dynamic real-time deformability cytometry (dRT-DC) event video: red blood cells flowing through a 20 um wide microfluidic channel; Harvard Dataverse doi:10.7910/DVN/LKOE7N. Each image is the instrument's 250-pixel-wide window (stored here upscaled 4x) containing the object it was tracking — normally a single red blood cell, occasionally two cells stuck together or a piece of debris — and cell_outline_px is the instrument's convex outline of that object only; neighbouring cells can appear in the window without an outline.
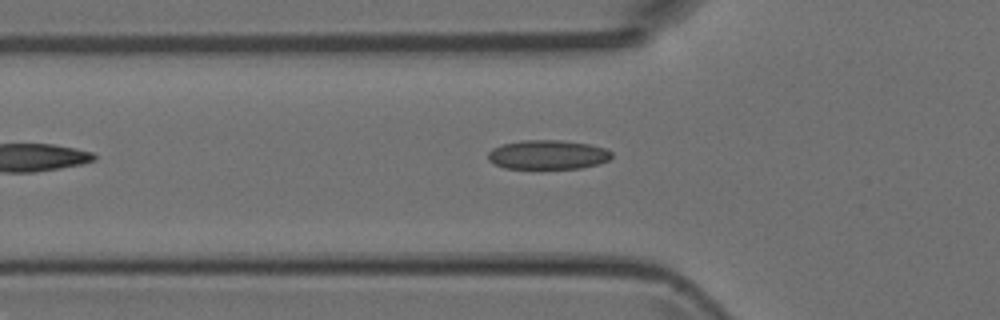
{"species": "Egyptian fruit bat (a non-hibernating species)", "species_latin": "Rousettus aegyptiacus", "temperature_condition": "room temperature", "stored_images_in_passage": 5, "camera_frame_rate_fps": 3000, "um_per_image_px": 0.085, "animal": {"sex": "female"}, "frame": {"image": 1, "passage_image": 5, "time_ms": 4.667, "image_size_px": [1000, 320], "cell_outline_px": [[612, 156], [608, 160], [596, 164], [580, 168], [504, 168], [492, 164], [488, 160], [488, 152], [492, 148], [504, 144], [524, 140], [560, 140], [588, 144], [604, 148], [612, 152]], "centroid_in_image_um": [46.52, 13.15], "position_along_channel_um": 79.3, "area_um2": 20.92}}